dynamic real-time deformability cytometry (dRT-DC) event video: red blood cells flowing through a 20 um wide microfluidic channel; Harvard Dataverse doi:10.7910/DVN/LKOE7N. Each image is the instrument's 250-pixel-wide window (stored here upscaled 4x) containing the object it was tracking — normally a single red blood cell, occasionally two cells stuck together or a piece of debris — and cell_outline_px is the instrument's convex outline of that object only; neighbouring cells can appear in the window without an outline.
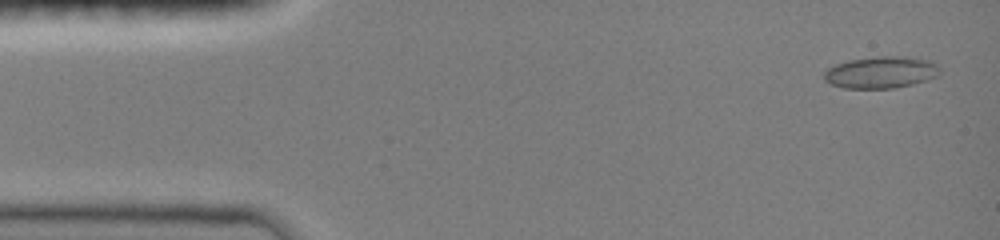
{"species": "common noctule bat (a hibernating species)", "species_latin": "Nyctalus noctula", "temperature_condition": "room temperature", "stored_images_in_passage": 14, "camera_frame_rate_fps": 3000, "um_per_image_px": 0.085, "animal": {"sex": "female", "body_mass_g": 19.0, "forearm_length_mm": 51.5}, "frame": {"image": 1, "passage_image": 2, "time_ms": 0.333, "image_size_px": [1000, 240], "cell_outline_px": [[940, 72], [936, 76], [928, 80], [896, 88], [844, 88], [832, 84], [824, 80], [824, 72], [828, 68], [836, 64], [848, 60], [876, 56], [916, 56], [932, 60], [940, 68]], "centroid_in_image_um": [74.93, 6.13], "position_along_channel_um": 10.1, "area_um2": 21.79}}
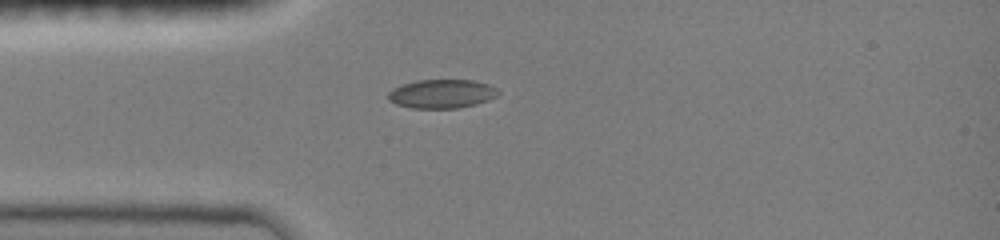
{"frame": {"image": 2, "passage_image": 11, "time_ms": 3.667, "image_size_px": [1000, 240], "cell_outline_px": [[500, 92], [496, 96], [488, 100], [476, 104], [456, 108], [412, 108], [396, 104], [388, 100], [388, 92], [392, 88], [416, 80], [472, 80], [488, 84], [496, 88]], "centroid_in_image_um": [37.54, 7.97], "position_along_channel_um": 47.5, "area_um2": 18.44}}
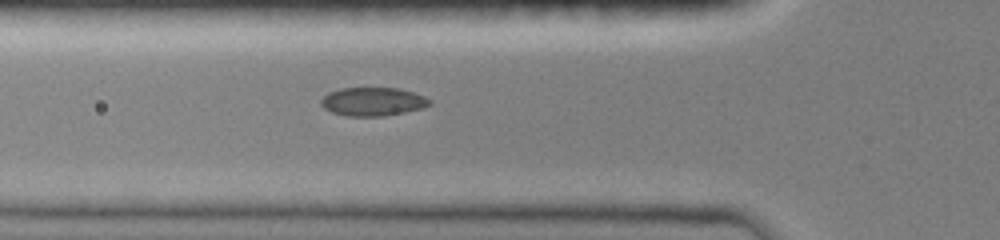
{"frame": {"image": 3, "passage_image": 14, "time_ms": 5.0, "image_size_px": [1000, 240], "cell_outline_px": [[432, 104], [420, 108], [404, 112], [380, 116], [348, 116], [332, 112], [324, 108], [320, 104], [320, 100], [328, 92], [340, 88], [400, 88], [424, 96], [432, 100]], "centroid_in_image_um": [31.67, 8.63], "position_along_channel_um": 94.1, "area_um2": 17.98}}